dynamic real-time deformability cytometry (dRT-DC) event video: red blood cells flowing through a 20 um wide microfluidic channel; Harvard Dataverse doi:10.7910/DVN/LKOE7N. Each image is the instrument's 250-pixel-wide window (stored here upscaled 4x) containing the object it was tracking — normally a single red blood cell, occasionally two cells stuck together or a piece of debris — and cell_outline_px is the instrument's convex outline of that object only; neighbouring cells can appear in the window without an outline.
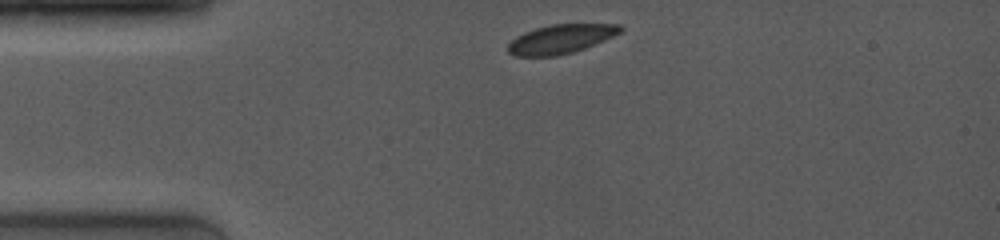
{"species": "common noctule bat (a hibernating species)", "species_latin": "Nyctalus noctula", "temperature_condition": "room temperature", "stored_images_in_passage": 24, "camera_frame_rate_fps": 4000, "um_per_image_px": 0.085, "animal": {"sex": "female", "body_mass_g": 19.0, "forearm_length_mm": 53.3}, "frame": {"image": 1, "passage_image": 1, "time_ms": 0.0, "image_size_px": [1000, 240], "cell_outline_px": [[624, 28], [620, 32], [604, 40], [584, 48], [572, 52], [556, 56], [512, 56], [508, 52], [508, 44], [516, 36], [524, 32], [536, 28], [552, 24], [620, 24]], "centroid_in_image_um": [47.64, 3.31], "position_along_channel_um": 37.4, "area_um2": 18.9}}
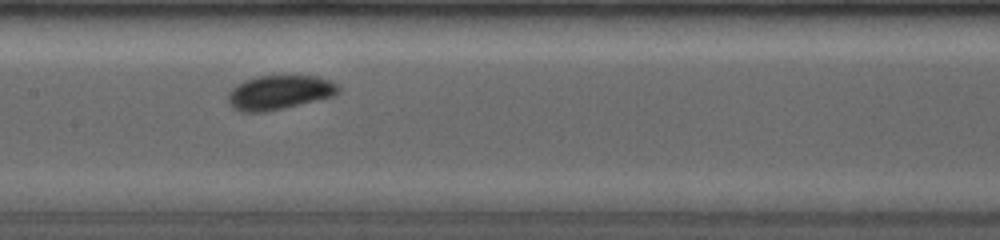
{"frame": {"image": 2, "passage_image": 11, "time_ms": 4.5, "image_size_px": [1000, 240], "cell_outline_px": [[340, 92], [336, 96], [284, 108], [264, 112], [240, 112], [232, 108], [228, 104], [228, 92], [236, 84], [244, 80], [256, 76], [316, 76], [328, 80], [336, 84], [340, 88]], "centroid_in_image_um": [23.72, 7.87], "position_along_channel_um": 183.7, "area_um2": 22.25}}
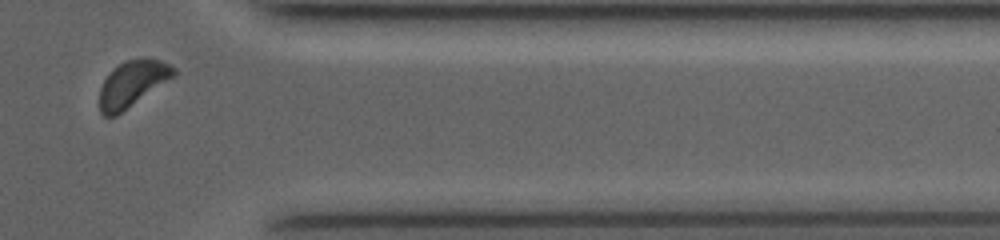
{"frame": {"image": 3, "passage_image": 22, "time_ms": 10.0, "image_size_px": [1000, 240], "cell_outline_px": [[176, 76], [116, 116], [104, 116], [100, 112], [100, 88], [104, 80], [112, 68], [128, 60], [144, 56], [148, 56], [160, 60], [176, 68]], "centroid_in_image_um": [11.28, 7.09], "position_along_channel_um": 400.1, "area_um2": 20.11}, "authors_computed_cell_mechanics": {"area_um2": 20.9236, "velocity_mm_per_s": 3.9925, "shape_relaxation_time_tau1_ms": 2.7995, "shape_relaxation_time_tau2_ms": null, "deformation_change_tau1": 0.0569, "deformation_change_tau2": null}}